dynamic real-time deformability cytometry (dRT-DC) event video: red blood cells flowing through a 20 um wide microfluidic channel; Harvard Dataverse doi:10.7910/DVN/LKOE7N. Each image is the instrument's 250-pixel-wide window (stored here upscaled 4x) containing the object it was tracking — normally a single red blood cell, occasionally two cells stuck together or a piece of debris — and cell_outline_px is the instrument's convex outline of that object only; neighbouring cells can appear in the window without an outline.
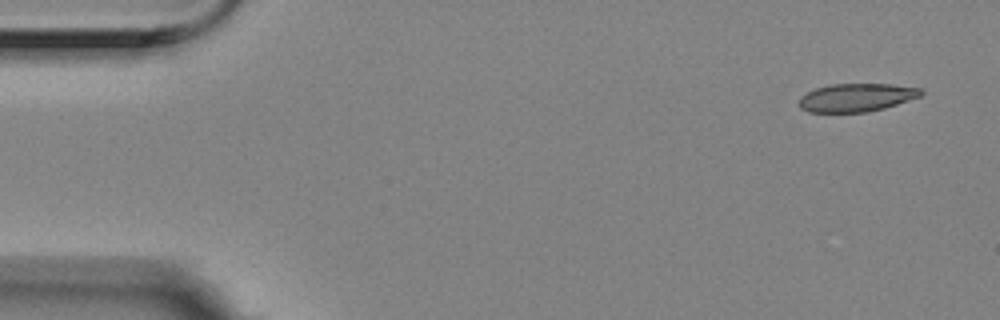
{"species": "Egyptian fruit bat (a non-hibernating species)", "species_latin": "Rousettus aegyptiacus", "temperature_condition": "room temperature", "stored_images_in_passage": 3, "camera_frame_rate_fps": 3000, "um_per_image_px": 0.085, "animal": {"sex": "female"}, "frame": {"image": 1, "passage_image": 1, "time_ms": 0.0, "image_size_px": [1000, 320], "cell_outline_px": [[924, 96], [884, 108], [864, 112], [808, 112], [800, 108], [800, 96], [816, 88], [832, 84], [892, 84], [920, 88], [924, 92]], "centroid_in_image_um": [72.85, 8.29], "position_along_channel_um": 12.2, "area_um2": 20.06}}